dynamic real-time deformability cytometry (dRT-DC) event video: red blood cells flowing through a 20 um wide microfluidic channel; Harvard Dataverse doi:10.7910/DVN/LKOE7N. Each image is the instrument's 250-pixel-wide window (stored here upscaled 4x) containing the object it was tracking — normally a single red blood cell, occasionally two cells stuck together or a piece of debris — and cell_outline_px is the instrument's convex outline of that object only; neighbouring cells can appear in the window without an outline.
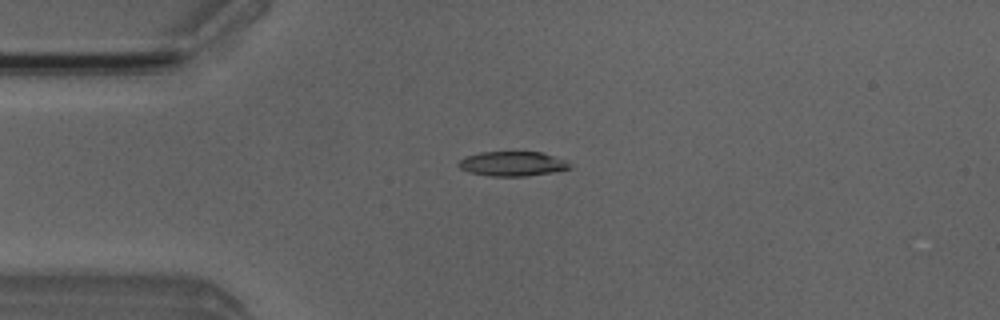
{"species": "Egyptian fruit bat (a non-hibernating species)", "species_latin": "Rousettus aegyptiacus", "temperature_condition": "room temperature", "stored_images_in_passage": 4, "camera_frame_rate_fps": 3000, "um_per_image_px": 0.085, "animal": {"sex": "male"}, "frame": {"image": 1, "passage_image": 4, "time_ms": 3.667, "image_size_px": [1000, 320], "cell_outline_px": [[572, 168], [556, 172], [524, 176], [488, 176], [468, 172], [460, 168], [456, 164], [464, 156], [480, 152], [540, 152], [564, 160], [572, 164]], "centroid_in_image_um": [43.53, 13.93], "position_along_channel_um": 41.5, "area_um2": 16.07}}